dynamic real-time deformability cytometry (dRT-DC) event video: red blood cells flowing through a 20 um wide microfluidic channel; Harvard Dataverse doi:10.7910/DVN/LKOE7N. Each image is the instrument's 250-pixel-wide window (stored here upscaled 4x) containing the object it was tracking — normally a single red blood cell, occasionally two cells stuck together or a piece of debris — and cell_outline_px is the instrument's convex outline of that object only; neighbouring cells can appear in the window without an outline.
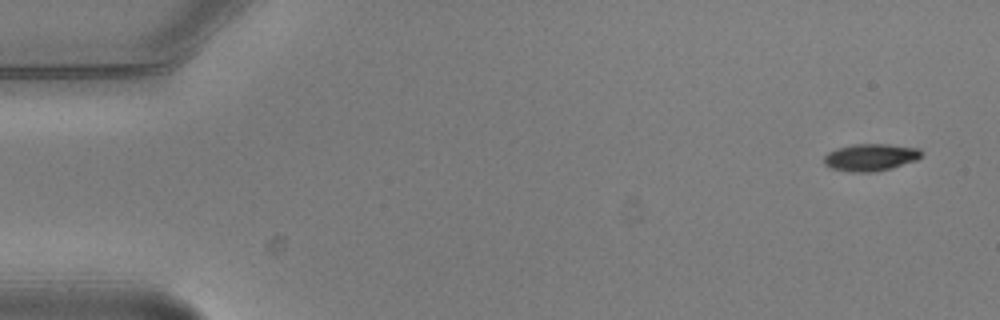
{"species": "common noctule bat (a hibernating species)", "species_latin": "Nyctalus noctula", "temperature_condition": "warm", "stored_images_in_passage": 4, "camera_frame_rate_fps": 3000, "um_per_image_px": 0.085, "animal": {"sex": "male", "body_mass_g": 20.5, "forearm_length_mm": 52.5}, "frame": {"image": 1, "passage_image": 1, "time_ms": 0.0, "image_size_px": [1000, 320], "cell_outline_px": [[920, 156], [916, 160], [892, 168], [872, 172], [848, 172], [832, 168], [824, 164], [824, 156], [828, 152], [836, 148], [852, 144], [888, 144], [920, 148]], "centroid_in_image_um": [73.96, 13.37], "position_along_channel_um": 11.0, "area_um2": 15.43}}
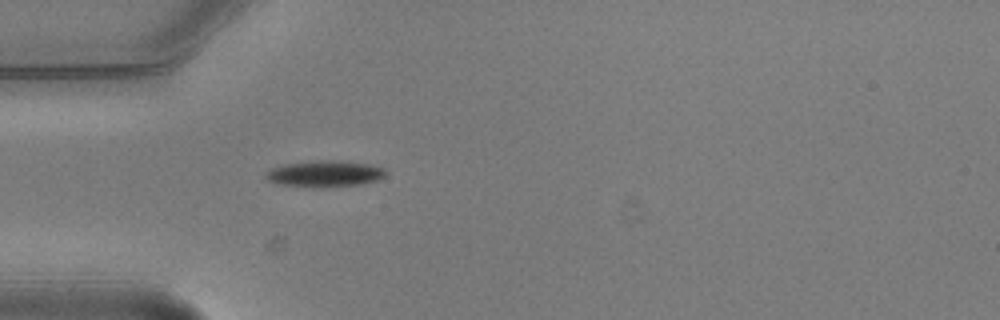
{"frame": {"image": 2, "passage_image": 4, "time_ms": 1.0, "image_size_px": [1000, 320], "cell_outline_px": [[388, 172], [384, 176], [376, 180], [360, 184], [320, 188], [312, 188], [276, 184], [268, 180], [264, 176], [264, 172], [272, 168], [284, 164], [320, 160], [332, 160], [368, 164], [384, 168]], "centroid_in_image_um": [27.55, 14.78], "position_along_channel_um": 57.5, "area_um2": 18.55}}